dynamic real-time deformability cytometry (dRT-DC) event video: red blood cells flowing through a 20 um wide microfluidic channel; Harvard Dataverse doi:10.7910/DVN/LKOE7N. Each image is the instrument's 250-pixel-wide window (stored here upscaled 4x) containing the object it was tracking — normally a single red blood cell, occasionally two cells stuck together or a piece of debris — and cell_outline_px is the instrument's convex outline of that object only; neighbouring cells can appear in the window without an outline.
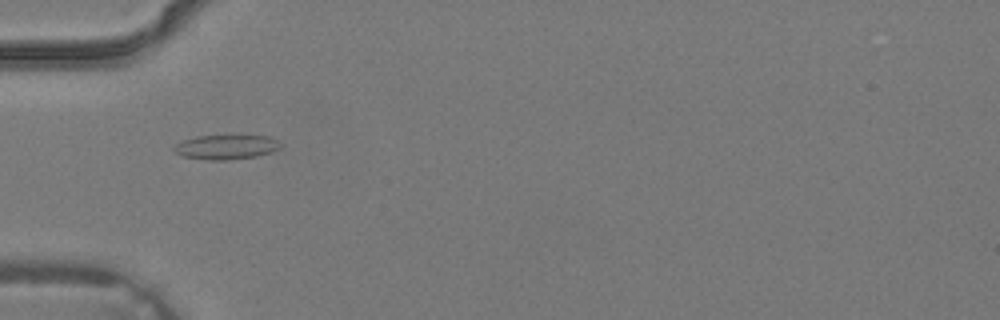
{"species": "common noctule bat (a hibernating species)", "species_latin": "Nyctalus noctula", "temperature_condition": "warm", "stored_images_in_passage": 3, "camera_frame_rate_fps": 3000, "um_per_image_px": 0.085, "animal": {"sex": "male", "body_mass_g": 19.2, "forearm_length_mm": 51.8}, "frame": {"image": 1, "passage_image": 2, "time_ms": 0.333, "image_size_px": [1000, 320], "cell_outline_px": [[284, 144], [280, 148], [272, 152], [256, 156], [228, 160], [208, 160], [184, 156], [176, 152], [172, 148], [176, 144], [184, 140], [196, 136], [268, 136]], "centroid_in_image_um": [19.26, 12.5], "position_along_channel_um": 65.7, "area_um2": 15.09}}
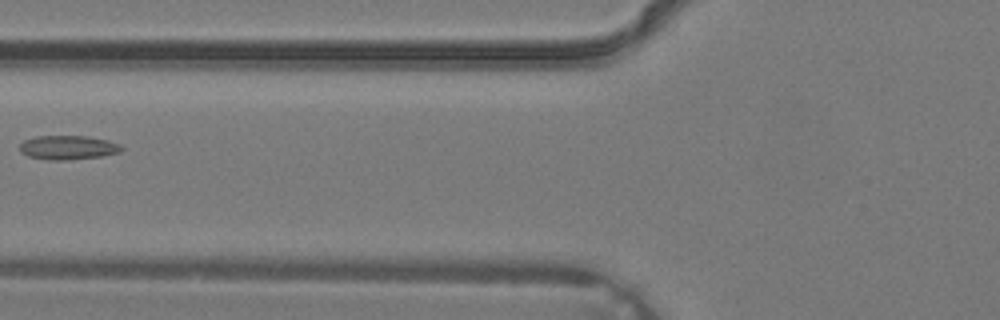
{"frame": {"image": 2, "passage_image": 3, "time_ms": 0.667, "image_size_px": [1000, 320], "cell_outline_px": [[124, 148], [120, 152], [100, 156], [68, 160], [48, 160], [28, 156], [20, 152], [20, 144], [24, 140], [36, 136], [88, 136], [108, 140], [120, 144]], "centroid_in_image_um": [5.78, 12.53], "position_along_channel_um": 120.0, "area_um2": 14.33}}